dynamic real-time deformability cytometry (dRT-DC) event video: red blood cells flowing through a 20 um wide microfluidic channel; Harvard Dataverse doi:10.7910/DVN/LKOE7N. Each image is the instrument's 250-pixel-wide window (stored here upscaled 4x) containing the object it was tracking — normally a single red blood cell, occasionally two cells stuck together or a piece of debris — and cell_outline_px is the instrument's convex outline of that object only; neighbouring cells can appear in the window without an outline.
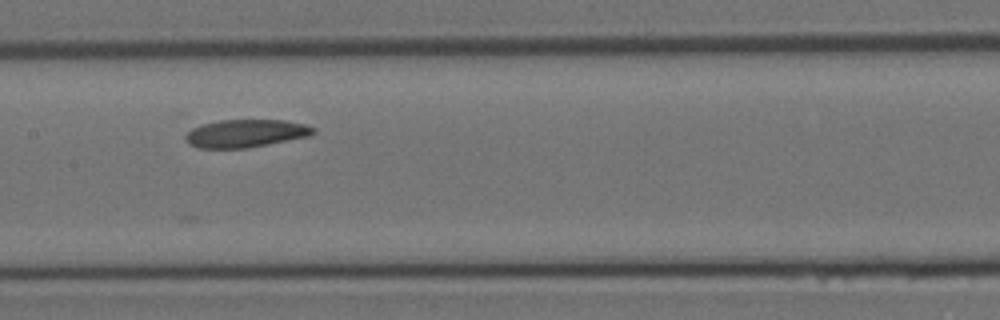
{"species": "Egyptian fruit bat (a non-hibernating species)", "species_latin": "Rousettus aegyptiacus", "temperature_condition": "room temperature", "stored_images_in_passage": 10, "camera_frame_rate_fps": 3000, "um_per_image_px": 0.085, "animal": {"sex": "female"}, "frame": {"image": 1, "passage_image": 7, "time_ms": 2.0, "image_size_px": [1000, 320], "cell_outline_px": [[316, 132], [308, 136], [268, 144], [244, 148], [196, 148], [188, 144], [184, 140], [184, 136], [192, 128], [200, 124], [220, 120], [284, 120], [304, 124], [316, 128]], "centroid_in_image_um": [20.83, 11.33], "position_along_channel_um": 186.6, "area_um2": 20.81}}
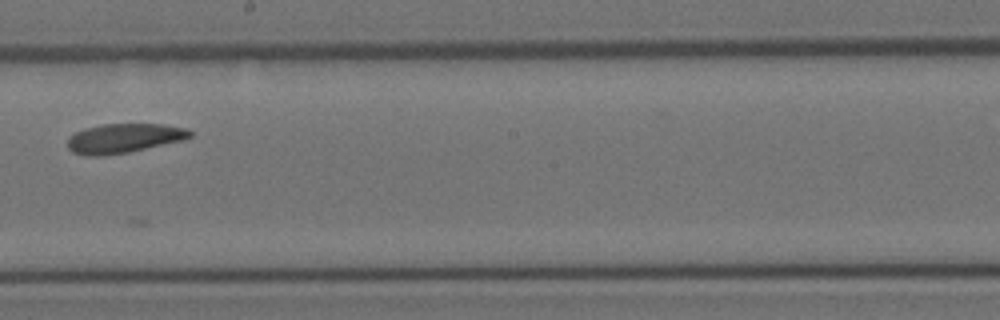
{"frame": {"image": 2, "passage_image": 9, "time_ms": 2.667, "image_size_px": [1000, 320], "cell_outline_px": [[192, 136], [184, 140], [128, 152], [100, 156], [88, 156], [72, 152], [68, 148], [68, 136], [84, 128], [104, 124], [160, 124], [188, 128], [192, 132]], "centroid_in_image_um": [10.53, 11.75], "position_along_channel_um": 237.7, "area_um2": 20.98}}